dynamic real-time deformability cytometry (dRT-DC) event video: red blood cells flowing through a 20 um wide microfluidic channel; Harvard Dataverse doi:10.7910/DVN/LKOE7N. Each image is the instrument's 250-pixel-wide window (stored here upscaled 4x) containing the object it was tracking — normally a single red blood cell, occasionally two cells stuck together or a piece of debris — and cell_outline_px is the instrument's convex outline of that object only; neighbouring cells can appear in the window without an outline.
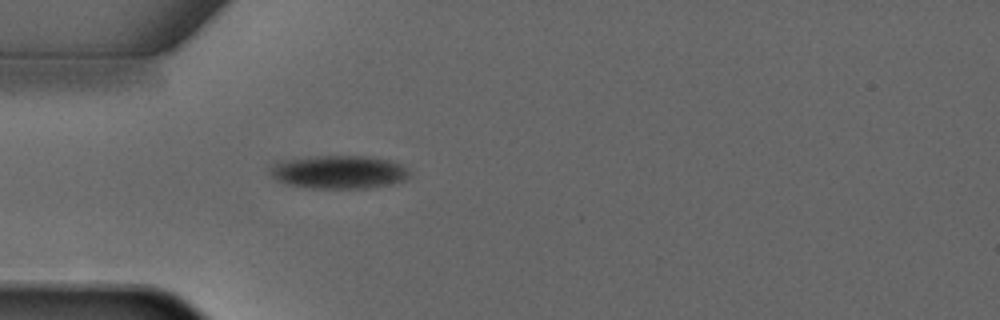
{"species": "common noctule bat (a hibernating species)", "species_latin": "Nyctalus noctula", "temperature_condition": "warm", "stored_images_in_passage": 3, "camera_frame_rate_fps": 3000, "um_per_image_px": 0.085, "animal": {"sex": "male", "forearm_length_mm": 52.5}, "frame": {"image": 1, "passage_image": 3, "time_ms": 2.667, "image_size_px": [1000, 320], "cell_outline_px": [[412, 176], [408, 180], [392, 184], [368, 188], [312, 188], [284, 184], [276, 180], [268, 172], [268, 168], [276, 160], [316, 156], [368, 156], [392, 160], [408, 168], [412, 172]], "centroid_in_image_um": [28.81, 14.62], "position_along_channel_um": 56.2, "area_um2": 27.8}}